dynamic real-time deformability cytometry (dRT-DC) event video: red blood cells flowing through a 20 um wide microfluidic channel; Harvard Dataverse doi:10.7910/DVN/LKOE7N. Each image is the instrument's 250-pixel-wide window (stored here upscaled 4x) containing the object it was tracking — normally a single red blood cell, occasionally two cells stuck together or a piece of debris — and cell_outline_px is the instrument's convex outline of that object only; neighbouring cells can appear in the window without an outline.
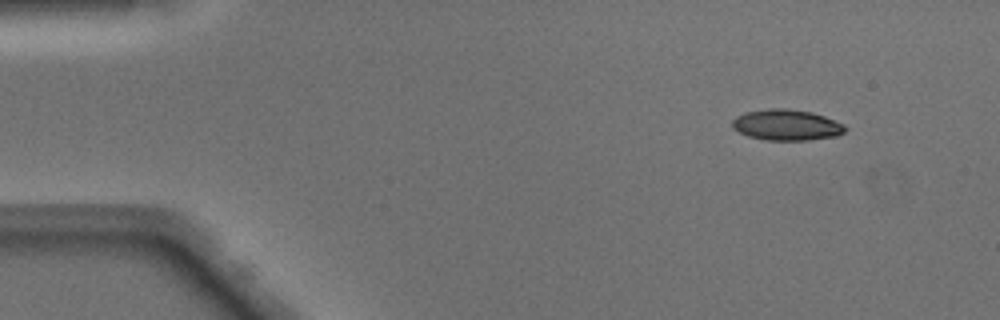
{"species": "Egyptian fruit bat (a non-hibernating species)", "species_latin": "Rousettus aegyptiacus", "temperature_condition": "warm", "stored_images_in_passage": 45, "camera_frame_rate_fps": 3000, "um_per_image_px": 0.085, "animal": {"sex": "male"}, "frame": {"image": 1, "passage_image": 1, "time_ms": 0.0, "image_size_px": [1000, 320], "cell_outline_px": [[848, 128], [844, 132], [836, 136], [808, 140], [768, 140], [748, 136], [732, 128], [732, 120], [736, 116], [744, 112], [768, 108], [788, 108], [812, 112], [824, 116], [844, 124]], "centroid_in_image_um": [66.85, 10.61], "position_along_channel_um": 18.1, "area_um2": 20.46}}
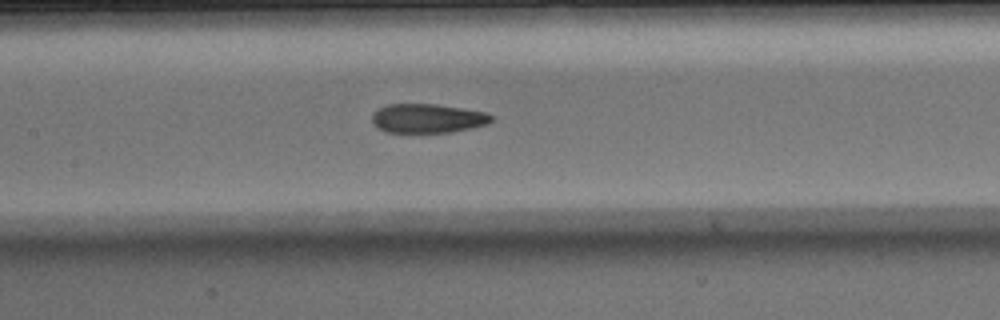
{"frame": {"image": 2, "passage_image": 19, "time_ms": 6.0, "image_size_px": [1000, 320], "cell_outline_px": [[492, 120], [488, 124], [452, 132], [384, 132], [376, 128], [372, 124], [372, 112], [388, 104], [436, 104], [488, 112], [492, 116]], "centroid_in_image_um": [36.32, 10.06], "position_along_channel_um": 171.1, "area_um2": 20.4}}
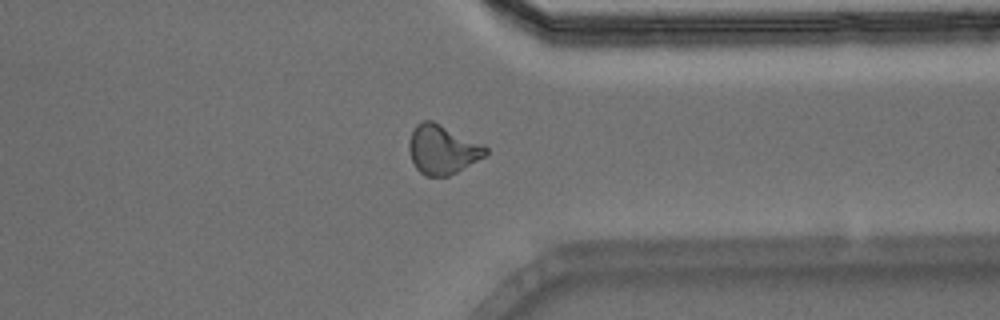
{"frame": {"image": 3, "passage_image": 34, "time_ms": 11.0, "image_size_px": [1000, 320], "cell_outline_px": [[488, 152], [484, 156], [456, 172], [448, 176], [424, 176], [416, 168], [412, 160], [408, 148], [408, 144], [412, 132], [416, 124], [420, 120], [432, 120], [484, 144], [488, 148]], "centroid_in_image_um": [37.59, 12.69], "position_along_channel_um": 373.8, "area_um2": 21.91}, "authors_computed_cell_mechanics": {"area_um2": 21.0392, "velocity_mm_per_s": 4.1136, "shape_relaxation_time_tau1_ms": null, "shape_relaxation_time_tau2_ms": 2.389, "deformation_change_tau1": null, "deformation_change_tau2": 0.0994}}